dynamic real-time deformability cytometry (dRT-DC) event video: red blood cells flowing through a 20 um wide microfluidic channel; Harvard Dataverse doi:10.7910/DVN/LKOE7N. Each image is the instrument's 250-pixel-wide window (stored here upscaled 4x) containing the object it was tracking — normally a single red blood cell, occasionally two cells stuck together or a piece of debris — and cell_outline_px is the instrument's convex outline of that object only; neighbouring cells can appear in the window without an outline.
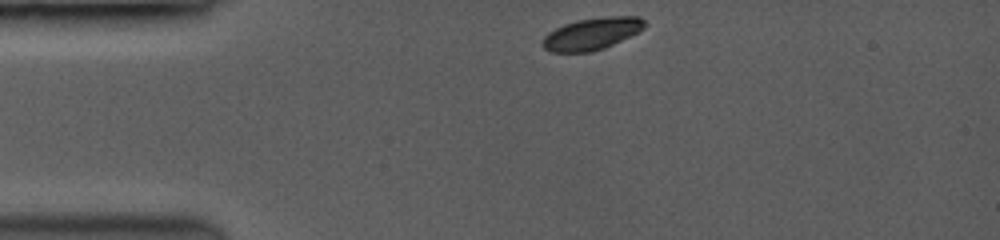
{"species": "common noctule bat (a hibernating species)", "species_latin": "Nyctalus noctula", "temperature_condition": "room temperature", "stored_images_in_passage": 6, "camera_frame_rate_fps": 3500, "um_per_image_px": 0.085, "animal": {"sex": "female", "body_mass_g": 19.0, "forearm_length_mm": 53.3}, "frame": {"image": 1, "passage_image": 1, "time_ms": 0.0, "image_size_px": [1000, 240], "cell_outline_px": [[644, 28], [604, 48], [588, 52], [552, 52], [544, 48], [544, 36], [548, 32], [564, 24], [580, 20], [612, 16], [640, 16], [644, 20]], "centroid_in_image_um": [50.29, 2.86], "position_along_channel_um": 34.7, "area_um2": 18.5}}
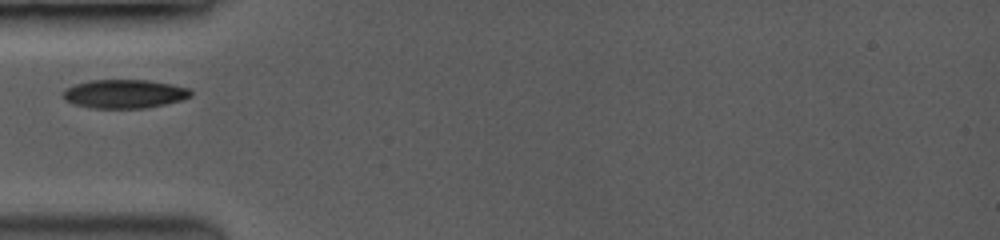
{"frame": {"image": 2, "passage_image": 5, "time_ms": 2.0, "image_size_px": [1000, 240], "cell_outline_px": [[192, 92], [188, 96], [180, 100], [164, 104], [144, 108], [96, 108], [76, 104], [68, 100], [64, 96], [64, 92], [68, 88], [76, 84], [92, 80], [148, 80], [188, 88]], "centroid_in_image_um": [10.59, 7.97], "position_along_channel_um": 74.4, "area_um2": 20.69}}